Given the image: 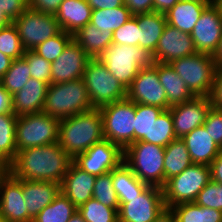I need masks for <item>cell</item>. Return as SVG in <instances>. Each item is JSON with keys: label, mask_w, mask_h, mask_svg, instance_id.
<instances>
[{"label": "cell", "mask_w": 222, "mask_h": 222, "mask_svg": "<svg viewBox=\"0 0 222 222\" xmlns=\"http://www.w3.org/2000/svg\"><path fill=\"white\" fill-rule=\"evenodd\" d=\"M132 17L130 10L124 4L112 9L92 10L90 23L101 30L102 33L106 30L114 32Z\"/></svg>", "instance_id": "cell-32"}, {"label": "cell", "mask_w": 222, "mask_h": 222, "mask_svg": "<svg viewBox=\"0 0 222 222\" xmlns=\"http://www.w3.org/2000/svg\"><path fill=\"white\" fill-rule=\"evenodd\" d=\"M30 78V68L27 62L23 58L15 59L1 78V85L11 95H14L24 87Z\"/></svg>", "instance_id": "cell-36"}, {"label": "cell", "mask_w": 222, "mask_h": 222, "mask_svg": "<svg viewBox=\"0 0 222 222\" xmlns=\"http://www.w3.org/2000/svg\"><path fill=\"white\" fill-rule=\"evenodd\" d=\"M91 13L86 0H64L55 16L61 30L73 34L91 21Z\"/></svg>", "instance_id": "cell-25"}, {"label": "cell", "mask_w": 222, "mask_h": 222, "mask_svg": "<svg viewBox=\"0 0 222 222\" xmlns=\"http://www.w3.org/2000/svg\"><path fill=\"white\" fill-rule=\"evenodd\" d=\"M154 222H176L175 215L170 208H166Z\"/></svg>", "instance_id": "cell-56"}, {"label": "cell", "mask_w": 222, "mask_h": 222, "mask_svg": "<svg viewBox=\"0 0 222 222\" xmlns=\"http://www.w3.org/2000/svg\"><path fill=\"white\" fill-rule=\"evenodd\" d=\"M190 36L197 52L213 55L222 36V17L214 3L204 9Z\"/></svg>", "instance_id": "cell-16"}, {"label": "cell", "mask_w": 222, "mask_h": 222, "mask_svg": "<svg viewBox=\"0 0 222 222\" xmlns=\"http://www.w3.org/2000/svg\"><path fill=\"white\" fill-rule=\"evenodd\" d=\"M104 139L123 150L134 142L135 103L127 97L101 106Z\"/></svg>", "instance_id": "cell-6"}, {"label": "cell", "mask_w": 222, "mask_h": 222, "mask_svg": "<svg viewBox=\"0 0 222 222\" xmlns=\"http://www.w3.org/2000/svg\"><path fill=\"white\" fill-rule=\"evenodd\" d=\"M203 125L216 145L222 149V109L211 107Z\"/></svg>", "instance_id": "cell-45"}, {"label": "cell", "mask_w": 222, "mask_h": 222, "mask_svg": "<svg viewBox=\"0 0 222 222\" xmlns=\"http://www.w3.org/2000/svg\"><path fill=\"white\" fill-rule=\"evenodd\" d=\"M181 139L188 149L192 163L209 166L222 151L213 141L204 125L195 128Z\"/></svg>", "instance_id": "cell-23"}, {"label": "cell", "mask_w": 222, "mask_h": 222, "mask_svg": "<svg viewBox=\"0 0 222 222\" xmlns=\"http://www.w3.org/2000/svg\"><path fill=\"white\" fill-rule=\"evenodd\" d=\"M102 140L103 121L99 108L59 120L58 144L72 159Z\"/></svg>", "instance_id": "cell-2"}, {"label": "cell", "mask_w": 222, "mask_h": 222, "mask_svg": "<svg viewBox=\"0 0 222 222\" xmlns=\"http://www.w3.org/2000/svg\"><path fill=\"white\" fill-rule=\"evenodd\" d=\"M124 4L133 16L153 12V0H124Z\"/></svg>", "instance_id": "cell-49"}, {"label": "cell", "mask_w": 222, "mask_h": 222, "mask_svg": "<svg viewBox=\"0 0 222 222\" xmlns=\"http://www.w3.org/2000/svg\"><path fill=\"white\" fill-rule=\"evenodd\" d=\"M28 8V0H0V10L12 21Z\"/></svg>", "instance_id": "cell-46"}, {"label": "cell", "mask_w": 222, "mask_h": 222, "mask_svg": "<svg viewBox=\"0 0 222 222\" xmlns=\"http://www.w3.org/2000/svg\"><path fill=\"white\" fill-rule=\"evenodd\" d=\"M179 0H153V12L166 14Z\"/></svg>", "instance_id": "cell-53"}, {"label": "cell", "mask_w": 222, "mask_h": 222, "mask_svg": "<svg viewBox=\"0 0 222 222\" xmlns=\"http://www.w3.org/2000/svg\"><path fill=\"white\" fill-rule=\"evenodd\" d=\"M158 76L160 83L166 92L167 101L170 107L182 104L194 97L183 79L174 71L170 64L158 62Z\"/></svg>", "instance_id": "cell-26"}, {"label": "cell", "mask_w": 222, "mask_h": 222, "mask_svg": "<svg viewBox=\"0 0 222 222\" xmlns=\"http://www.w3.org/2000/svg\"><path fill=\"white\" fill-rule=\"evenodd\" d=\"M111 175L113 188L118 198L139 196L149 186L139 180L124 162L113 169Z\"/></svg>", "instance_id": "cell-30"}, {"label": "cell", "mask_w": 222, "mask_h": 222, "mask_svg": "<svg viewBox=\"0 0 222 222\" xmlns=\"http://www.w3.org/2000/svg\"><path fill=\"white\" fill-rule=\"evenodd\" d=\"M199 206L210 207L222 211V184L210 182L198 193L194 201Z\"/></svg>", "instance_id": "cell-44"}, {"label": "cell", "mask_w": 222, "mask_h": 222, "mask_svg": "<svg viewBox=\"0 0 222 222\" xmlns=\"http://www.w3.org/2000/svg\"><path fill=\"white\" fill-rule=\"evenodd\" d=\"M64 0H28L29 9L55 15Z\"/></svg>", "instance_id": "cell-47"}, {"label": "cell", "mask_w": 222, "mask_h": 222, "mask_svg": "<svg viewBox=\"0 0 222 222\" xmlns=\"http://www.w3.org/2000/svg\"><path fill=\"white\" fill-rule=\"evenodd\" d=\"M92 198L110 208L119 209L120 203L113 188L111 171L96 176Z\"/></svg>", "instance_id": "cell-40"}, {"label": "cell", "mask_w": 222, "mask_h": 222, "mask_svg": "<svg viewBox=\"0 0 222 222\" xmlns=\"http://www.w3.org/2000/svg\"><path fill=\"white\" fill-rule=\"evenodd\" d=\"M210 167L192 163L179 175L172 177L162 187L166 208L181 203L194 202L198 193L210 182Z\"/></svg>", "instance_id": "cell-8"}, {"label": "cell", "mask_w": 222, "mask_h": 222, "mask_svg": "<svg viewBox=\"0 0 222 222\" xmlns=\"http://www.w3.org/2000/svg\"><path fill=\"white\" fill-rule=\"evenodd\" d=\"M176 222H222V211L199 206L195 202L170 207Z\"/></svg>", "instance_id": "cell-31"}, {"label": "cell", "mask_w": 222, "mask_h": 222, "mask_svg": "<svg viewBox=\"0 0 222 222\" xmlns=\"http://www.w3.org/2000/svg\"><path fill=\"white\" fill-rule=\"evenodd\" d=\"M212 58L215 60L218 67H222V36Z\"/></svg>", "instance_id": "cell-57"}, {"label": "cell", "mask_w": 222, "mask_h": 222, "mask_svg": "<svg viewBox=\"0 0 222 222\" xmlns=\"http://www.w3.org/2000/svg\"><path fill=\"white\" fill-rule=\"evenodd\" d=\"M0 222H7L0 214Z\"/></svg>", "instance_id": "cell-61"}, {"label": "cell", "mask_w": 222, "mask_h": 222, "mask_svg": "<svg viewBox=\"0 0 222 222\" xmlns=\"http://www.w3.org/2000/svg\"><path fill=\"white\" fill-rule=\"evenodd\" d=\"M196 53L194 41L189 33L166 24L152 54L155 62L169 64Z\"/></svg>", "instance_id": "cell-18"}, {"label": "cell", "mask_w": 222, "mask_h": 222, "mask_svg": "<svg viewBox=\"0 0 222 222\" xmlns=\"http://www.w3.org/2000/svg\"><path fill=\"white\" fill-rule=\"evenodd\" d=\"M123 149L109 140H102L78 154L73 162L89 174L99 176L118 167L123 162Z\"/></svg>", "instance_id": "cell-14"}, {"label": "cell", "mask_w": 222, "mask_h": 222, "mask_svg": "<svg viewBox=\"0 0 222 222\" xmlns=\"http://www.w3.org/2000/svg\"><path fill=\"white\" fill-rule=\"evenodd\" d=\"M96 176L79 168L73 161L60 185V191L78 209L93 197Z\"/></svg>", "instance_id": "cell-20"}, {"label": "cell", "mask_w": 222, "mask_h": 222, "mask_svg": "<svg viewBox=\"0 0 222 222\" xmlns=\"http://www.w3.org/2000/svg\"><path fill=\"white\" fill-rule=\"evenodd\" d=\"M59 120L43 112L17 117V152L58 142Z\"/></svg>", "instance_id": "cell-10"}, {"label": "cell", "mask_w": 222, "mask_h": 222, "mask_svg": "<svg viewBox=\"0 0 222 222\" xmlns=\"http://www.w3.org/2000/svg\"><path fill=\"white\" fill-rule=\"evenodd\" d=\"M11 174V162L0 155V185Z\"/></svg>", "instance_id": "cell-54"}, {"label": "cell", "mask_w": 222, "mask_h": 222, "mask_svg": "<svg viewBox=\"0 0 222 222\" xmlns=\"http://www.w3.org/2000/svg\"><path fill=\"white\" fill-rule=\"evenodd\" d=\"M92 10L112 9L124 5V0H86Z\"/></svg>", "instance_id": "cell-51"}, {"label": "cell", "mask_w": 222, "mask_h": 222, "mask_svg": "<svg viewBox=\"0 0 222 222\" xmlns=\"http://www.w3.org/2000/svg\"><path fill=\"white\" fill-rule=\"evenodd\" d=\"M212 107L209 97L194 96L191 100L169 108L176 138H182L204 124Z\"/></svg>", "instance_id": "cell-15"}, {"label": "cell", "mask_w": 222, "mask_h": 222, "mask_svg": "<svg viewBox=\"0 0 222 222\" xmlns=\"http://www.w3.org/2000/svg\"><path fill=\"white\" fill-rule=\"evenodd\" d=\"M22 58L29 65L31 78L51 84V62L33 50H26Z\"/></svg>", "instance_id": "cell-42"}, {"label": "cell", "mask_w": 222, "mask_h": 222, "mask_svg": "<svg viewBox=\"0 0 222 222\" xmlns=\"http://www.w3.org/2000/svg\"><path fill=\"white\" fill-rule=\"evenodd\" d=\"M95 109L83 78L50 84L44 100L43 113L62 120Z\"/></svg>", "instance_id": "cell-3"}, {"label": "cell", "mask_w": 222, "mask_h": 222, "mask_svg": "<svg viewBox=\"0 0 222 222\" xmlns=\"http://www.w3.org/2000/svg\"><path fill=\"white\" fill-rule=\"evenodd\" d=\"M76 211L74 204L60 191L55 199L38 213L33 222H68Z\"/></svg>", "instance_id": "cell-33"}, {"label": "cell", "mask_w": 222, "mask_h": 222, "mask_svg": "<svg viewBox=\"0 0 222 222\" xmlns=\"http://www.w3.org/2000/svg\"><path fill=\"white\" fill-rule=\"evenodd\" d=\"M15 114H0V155L12 162L17 155Z\"/></svg>", "instance_id": "cell-34"}, {"label": "cell", "mask_w": 222, "mask_h": 222, "mask_svg": "<svg viewBox=\"0 0 222 222\" xmlns=\"http://www.w3.org/2000/svg\"><path fill=\"white\" fill-rule=\"evenodd\" d=\"M169 64L194 96L209 97L218 68L212 55L197 52Z\"/></svg>", "instance_id": "cell-7"}, {"label": "cell", "mask_w": 222, "mask_h": 222, "mask_svg": "<svg viewBox=\"0 0 222 222\" xmlns=\"http://www.w3.org/2000/svg\"><path fill=\"white\" fill-rule=\"evenodd\" d=\"M12 61L13 59L0 52V78H2L3 75L10 68Z\"/></svg>", "instance_id": "cell-55"}, {"label": "cell", "mask_w": 222, "mask_h": 222, "mask_svg": "<svg viewBox=\"0 0 222 222\" xmlns=\"http://www.w3.org/2000/svg\"><path fill=\"white\" fill-rule=\"evenodd\" d=\"M22 191L28 215L34 220L38 213L60 193V184L22 179Z\"/></svg>", "instance_id": "cell-22"}, {"label": "cell", "mask_w": 222, "mask_h": 222, "mask_svg": "<svg viewBox=\"0 0 222 222\" xmlns=\"http://www.w3.org/2000/svg\"><path fill=\"white\" fill-rule=\"evenodd\" d=\"M211 180L222 184V151L209 165Z\"/></svg>", "instance_id": "cell-52"}, {"label": "cell", "mask_w": 222, "mask_h": 222, "mask_svg": "<svg viewBox=\"0 0 222 222\" xmlns=\"http://www.w3.org/2000/svg\"><path fill=\"white\" fill-rule=\"evenodd\" d=\"M73 159L58 144L18 151L11 162V174L17 179L50 181L61 185Z\"/></svg>", "instance_id": "cell-1"}, {"label": "cell", "mask_w": 222, "mask_h": 222, "mask_svg": "<svg viewBox=\"0 0 222 222\" xmlns=\"http://www.w3.org/2000/svg\"><path fill=\"white\" fill-rule=\"evenodd\" d=\"M0 52L13 60L20 59L24 55L25 50L13 22L0 30Z\"/></svg>", "instance_id": "cell-41"}, {"label": "cell", "mask_w": 222, "mask_h": 222, "mask_svg": "<svg viewBox=\"0 0 222 222\" xmlns=\"http://www.w3.org/2000/svg\"><path fill=\"white\" fill-rule=\"evenodd\" d=\"M12 23V20L0 10V30Z\"/></svg>", "instance_id": "cell-58"}, {"label": "cell", "mask_w": 222, "mask_h": 222, "mask_svg": "<svg viewBox=\"0 0 222 222\" xmlns=\"http://www.w3.org/2000/svg\"><path fill=\"white\" fill-rule=\"evenodd\" d=\"M68 222H86L78 210L72 215Z\"/></svg>", "instance_id": "cell-59"}, {"label": "cell", "mask_w": 222, "mask_h": 222, "mask_svg": "<svg viewBox=\"0 0 222 222\" xmlns=\"http://www.w3.org/2000/svg\"><path fill=\"white\" fill-rule=\"evenodd\" d=\"M140 30L137 24V16L134 15L129 21L113 32V43L140 47Z\"/></svg>", "instance_id": "cell-43"}, {"label": "cell", "mask_w": 222, "mask_h": 222, "mask_svg": "<svg viewBox=\"0 0 222 222\" xmlns=\"http://www.w3.org/2000/svg\"><path fill=\"white\" fill-rule=\"evenodd\" d=\"M12 22L25 51L34 50L39 44L61 31L55 15L33 11L29 8Z\"/></svg>", "instance_id": "cell-12"}, {"label": "cell", "mask_w": 222, "mask_h": 222, "mask_svg": "<svg viewBox=\"0 0 222 222\" xmlns=\"http://www.w3.org/2000/svg\"><path fill=\"white\" fill-rule=\"evenodd\" d=\"M98 59L126 89L141 68L153 66L155 63L153 54L149 50L115 43L109 45Z\"/></svg>", "instance_id": "cell-4"}, {"label": "cell", "mask_w": 222, "mask_h": 222, "mask_svg": "<svg viewBox=\"0 0 222 222\" xmlns=\"http://www.w3.org/2000/svg\"><path fill=\"white\" fill-rule=\"evenodd\" d=\"M82 78L95 108L127 97V89L98 58L88 61Z\"/></svg>", "instance_id": "cell-9"}, {"label": "cell", "mask_w": 222, "mask_h": 222, "mask_svg": "<svg viewBox=\"0 0 222 222\" xmlns=\"http://www.w3.org/2000/svg\"><path fill=\"white\" fill-rule=\"evenodd\" d=\"M192 164L188 149L181 138L172 140L165 147L164 175L165 182L179 175Z\"/></svg>", "instance_id": "cell-29"}, {"label": "cell", "mask_w": 222, "mask_h": 222, "mask_svg": "<svg viewBox=\"0 0 222 222\" xmlns=\"http://www.w3.org/2000/svg\"><path fill=\"white\" fill-rule=\"evenodd\" d=\"M0 114H14L12 95L0 86Z\"/></svg>", "instance_id": "cell-50"}, {"label": "cell", "mask_w": 222, "mask_h": 222, "mask_svg": "<svg viewBox=\"0 0 222 222\" xmlns=\"http://www.w3.org/2000/svg\"><path fill=\"white\" fill-rule=\"evenodd\" d=\"M197 1L214 2V0H197Z\"/></svg>", "instance_id": "cell-62"}, {"label": "cell", "mask_w": 222, "mask_h": 222, "mask_svg": "<svg viewBox=\"0 0 222 222\" xmlns=\"http://www.w3.org/2000/svg\"><path fill=\"white\" fill-rule=\"evenodd\" d=\"M176 139L170 110H163L150 127V143L166 147Z\"/></svg>", "instance_id": "cell-37"}, {"label": "cell", "mask_w": 222, "mask_h": 222, "mask_svg": "<svg viewBox=\"0 0 222 222\" xmlns=\"http://www.w3.org/2000/svg\"><path fill=\"white\" fill-rule=\"evenodd\" d=\"M0 214L7 222H33L23 197L22 179L12 174L0 185Z\"/></svg>", "instance_id": "cell-19"}, {"label": "cell", "mask_w": 222, "mask_h": 222, "mask_svg": "<svg viewBox=\"0 0 222 222\" xmlns=\"http://www.w3.org/2000/svg\"><path fill=\"white\" fill-rule=\"evenodd\" d=\"M90 59L83 48L72 40L62 54L51 63V84L82 78Z\"/></svg>", "instance_id": "cell-17"}, {"label": "cell", "mask_w": 222, "mask_h": 222, "mask_svg": "<svg viewBox=\"0 0 222 222\" xmlns=\"http://www.w3.org/2000/svg\"><path fill=\"white\" fill-rule=\"evenodd\" d=\"M77 210L86 222H118L119 209L110 208L93 198Z\"/></svg>", "instance_id": "cell-38"}, {"label": "cell", "mask_w": 222, "mask_h": 222, "mask_svg": "<svg viewBox=\"0 0 222 222\" xmlns=\"http://www.w3.org/2000/svg\"><path fill=\"white\" fill-rule=\"evenodd\" d=\"M118 200V222H154L166 209L162 188L152 185L139 196Z\"/></svg>", "instance_id": "cell-11"}, {"label": "cell", "mask_w": 222, "mask_h": 222, "mask_svg": "<svg viewBox=\"0 0 222 222\" xmlns=\"http://www.w3.org/2000/svg\"><path fill=\"white\" fill-rule=\"evenodd\" d=\"M127 98L135 104H145L170 108L164 88L158 76V62L153 66L141 68L127 89Z\"/></svg>", "instance_id": "cell-13"}, {"label": "cell", "mask_w": 222, "mask_h": 222, "mask_svg": "<svg viewBox=\"0 0 222 222\" xmlns=\"http://www.w3.org/2000/svg\"><path fill=\"white\" fill-rule=\"evenodd\" d=\"M212 107L222 109V67H218L209 95Z\"/></svg>", "instance_id": "cell-48"}, {"label": "cell", "mask_w": 222, "mask_h": 222, "mask_svg": "<svg viewBox=\"0 0 222 222\" xmlns=\"http://www.w3.org/2000/svg\"><path fill=\"white\" fill-rule=\"evenodd\" d=\"M73 35V40L91 57L98 58L101 53L113 43L112 31L101 32L90 22L79 28Z\"/></svg>", "instance_id": "cell-27"}, {"label": "cell", "mask_w": 222, "mask_h": 222, "mask_svg": "<svg viewBox=\"0 0 222 222\" xmlns=\"http://www.w3.org/2000/svg\"><path fill=\"white\" fill-rule=\"evenodd\" d=\"M137 24L140 30V47L153 53L158 44L166 22V16L159 12L137 14Z\"/></svg>", "instance_id": "cell-28"}, {"label": "cell", "mask_w": 222, "mask_h": 222, "mask_svg": "<svg viewBox=\"0 0 222 222\" xmlns=\"http://www.w3.org/2000/svg\"><path fill=\"white\" fill-rule=\"evenodd\" d=\"M213 3L218 7L220 15L222 17V0H214Z\"/></svg>", "instance_id": "cell-60"}, {"label": "cell", "mask_w": 222, "mask_h": 222, "mask_svg": "<svg viewBox=\"0 0 222 222\" xmlns=\"http://www.w3.org/2000/svg\"><path fill=\"white\" fill-rule=\"evenodd\" d=\"M213 2L179 0L166 14V22L178 30L191 33L204 9Z\"/></svg>", "instance_id": "cell-24"}, {"label": "cell", "mask_w": 222, "mask_h": 222, "mask_svg": "<svg viewBox=\"0 0 222 222\" xmlns=\"http://www.w3.org/2000/svg\"><path fill=\"white\" fill-rule=\"evenodd\" d=\"M72 40V34L61 30L57 35L39 44L33 51L52 63L62 54Z\"/></svg>", "instance_id": "cell-39"}, {"label": "cell", "mask_w": 222, "mask_h": 222, "mask_svg": "<svg viewBox=\"0 0 222 222\" xmlns=\"http://www.w3.org/2000/svg\"><path fill=\"white\" fill-rule=\"evenodd\" d=\"M163 110L158 106L135 104L134 142L150 143V127Z\"/></svg>", "instance_id": "cell-35"}, {"label": "cell", "mask_w": 222, "mask_h": 222, "mask_svg": "<svg viewBox=\"0 0 222 222\" xmlns=\"http://www.w3.org/2000/svg\"><path fill=\"white\" fill-rule=\"evenodd\" d=\"M123 162L134 175L148 185L162 188L165 185V147L136 141L123 150Z\"/></svg>", "instance_id": "cell-5"}, {"label": "cell", "mask_w": 222, "mask_h": 222, "mask_svg": "<svg viewBox=\"0 0 222 222\" xmlns=\"http://www.w3.org/2000/svg\"><path fill=\"white\" fill-rule=\"evenodd\" d=\"M48 86L46 82L30 78L21 90L12 95L14 114L18 117L42 112Z\"/></svg>", "instance_id": "cell-21"}]
</instances>
